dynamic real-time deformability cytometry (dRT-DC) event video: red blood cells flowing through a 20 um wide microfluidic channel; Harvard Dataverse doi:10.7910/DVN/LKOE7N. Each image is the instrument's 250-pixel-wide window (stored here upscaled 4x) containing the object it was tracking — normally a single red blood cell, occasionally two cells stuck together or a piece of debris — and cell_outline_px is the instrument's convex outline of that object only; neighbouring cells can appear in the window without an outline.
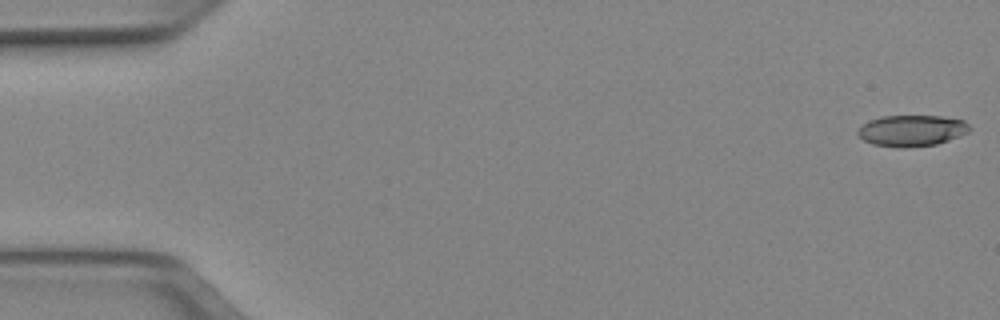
{"species": "Egyptian fruit bat (a non-hibernating species)", "species_latin": "Rousettus aegyptiacus", "temperature_condition": "cold", "stored_images_in_passage": 51, "camera_frame_rate_fps": 3000, "um_per_image_px": 0.085, "animal": {"sex": "female"}, "frame": {"image": 1, "passage_image": 1, "time_ms": 0.0, "image_size_px": [1000, 320], "cell_outline_px": [[972, 128], [968, 132], [948, 140], [936, 144], [904, 148], [900, 148], [872, 144], [864, 140], [856, 132], [868, 120], [880, 116], [940, 116], [964, 120]], "centroid_in_image_um": [77.49, 11.1], "position_along_channel_um": 7.5, "area_um2": 20.29}}
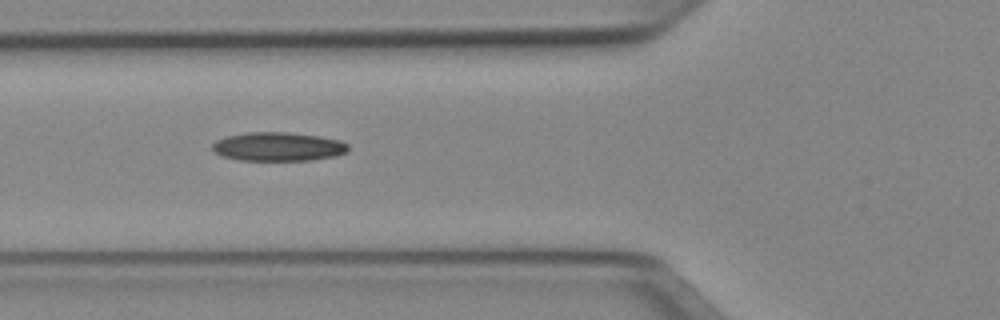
{"frame": {"image": 2, "passage_image": 19, "time_ms": 6.0, "image_size_px": [1000, 320], "cell_outline_px": [[348, 152], [336, 156], [312, 160], [240, 160], [224, 156], [212, 152], [212, 144], [216, 140], [228, 136], [248, 132], [288, 132], [320, 136], [340, 140], [348, 144]], "centroid_in_image_um": [23.66, 12.46], "position_along_channel_um": 102.1, "area_um2": 22.89}}
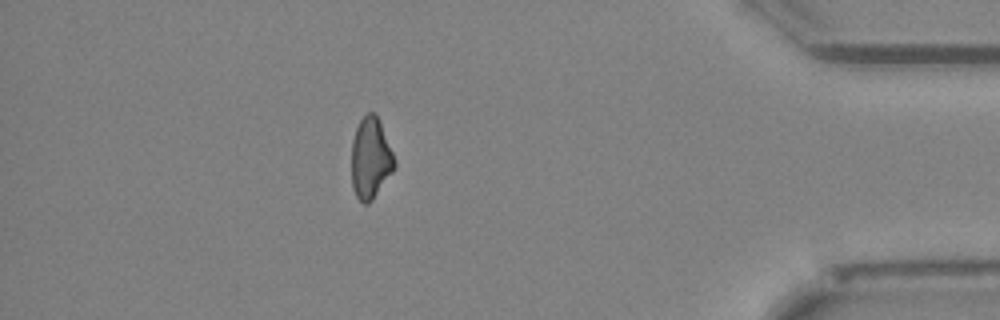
{"frame": {"image": 3, "passage_image": 45, "time_ms": 14.667, "image_size_px": [1000, 320], "cell_outline_px": [[396, 168], [372, 200], [368, 204], [364, 204], [356, 196], [352, 188], [352, 140], [356, 128], [360, 120], [368, 112], [376, 112], [380, 120], [396, 160]], "centroid_in_image_um": [31.52, 13.44], "position_along_channel_um": 403.7, "area_um2": 20.58}}